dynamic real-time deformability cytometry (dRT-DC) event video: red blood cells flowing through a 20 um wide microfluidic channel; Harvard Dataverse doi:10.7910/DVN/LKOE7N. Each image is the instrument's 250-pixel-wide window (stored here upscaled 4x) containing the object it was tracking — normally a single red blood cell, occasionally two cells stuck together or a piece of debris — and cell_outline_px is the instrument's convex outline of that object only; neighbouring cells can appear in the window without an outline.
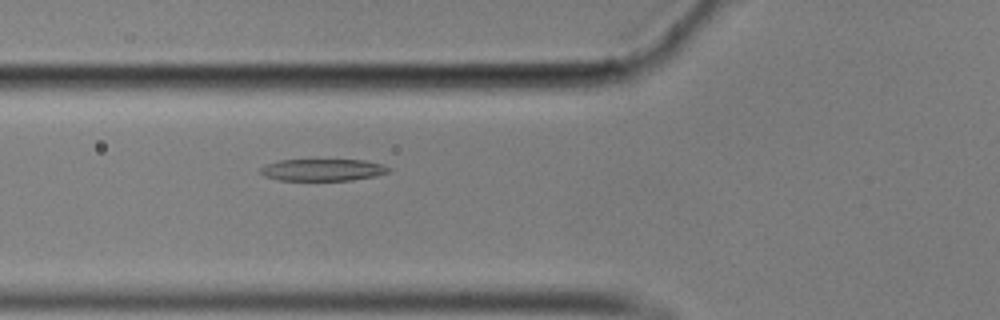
{"species": "common noctule bat (a hibernating species)", "species_latin": "Nyctalus noctula", "temperature_condition": "cold", "stored_images_in_passage": 58, "camera_frame_rate_fps": 3000, "um_per_image_px": 0.085, "animal": {"sex": "male", "body_mass_g": 17.9}, "frame": {"image": 1, "passage_image": 22, "time_ms": 7.0, "image_size_px": [1000, 320], "cell_outline_px": [[392, 172], [376, 176], [352, 180], [276, 180], [264, 176], [260, 172], [260, 168], [268, 164], [280, 160], [364, 160], [380, 164], [392, 168]], "centroid_in_image_um": [27.47, 14.44], "position_along_channel_um": 98.3, "area_um2": 16.42}}
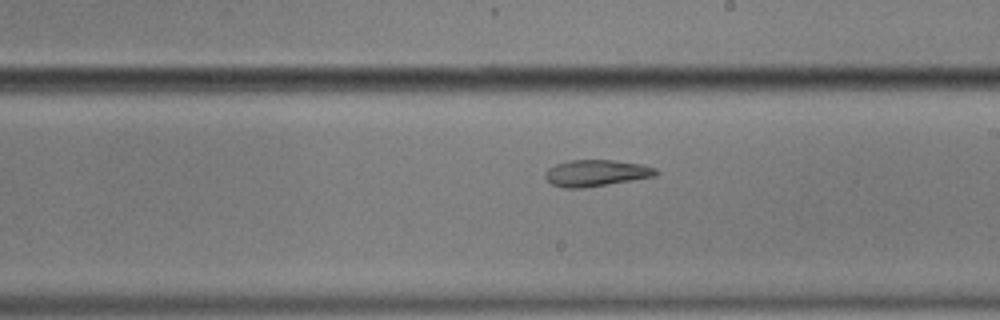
{"frame": {"image": 2, "passage_image": 34, "time_ms": 11.0, "image_size_px": [1000, 320], "cell_outline_px": [[660, 172], [656, 176], [584, 188], [564, 188], [552, 184], [544, 176], [544, 172], [548, 168], [556, 164], [572, 160], [612, 160], [640, 164], [656, 168]], "centroid_in_image_um": [50.67, 14.71], "position_along_channel_um": 238.3, "area_um2": 17.05}}
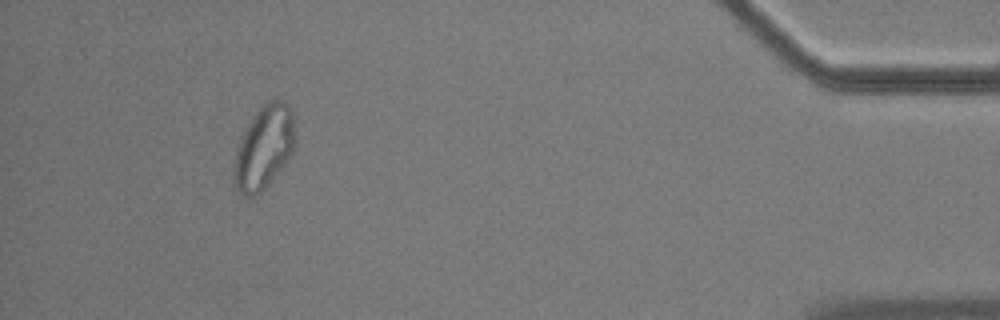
{"frame": {"image": 3, "passage_image": 54, "time_ms": 17.667, "image_size_px": [1000, 320], "cell_outline_px": [[296, 140], [292, 152], [288, 160], [268, 184], [260, 192], [252, 196], [244, 196], [236, 188], [232, 180], [232, 168], [236, 148], [252, 116], [268, 100], [284, 100], [288, 104], [292, 112], [296, 136]], "centroid_in_image_um": [22.43, 12.53], "position_along_channel_um": 412.8, "area_um2": 29.88}, "authors_computed_cell_mechanics": {"area_um2": 19.4208, "velocity_mm_per_s": 3.4885, "shape_relaxation_time_tau1_ms": null, "shape_relaxation_time_tau2_ms": 1.8217, "deformation_change_tau1": null, "deformation_change_tau2": 0.0763}}